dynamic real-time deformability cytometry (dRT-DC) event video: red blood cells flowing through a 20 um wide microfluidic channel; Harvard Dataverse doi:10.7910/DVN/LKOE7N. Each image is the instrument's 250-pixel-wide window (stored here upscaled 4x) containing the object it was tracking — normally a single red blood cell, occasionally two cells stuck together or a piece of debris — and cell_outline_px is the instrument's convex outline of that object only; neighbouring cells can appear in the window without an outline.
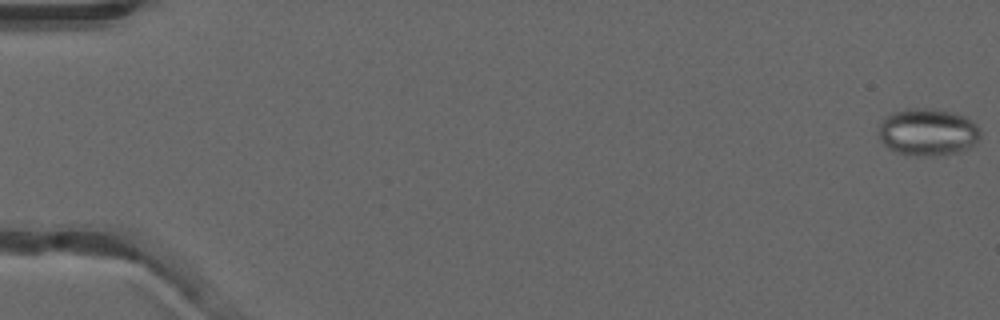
{"species": "common noctule bat (a hibernating species)", "species_latin": "Nyctalus noctula", "temperature_condition": "warm", "stored_images_in_passage": 53, "camera_frame_rate_fps": 3000, "um_per_image_px": 0.085, "animal": {"sex": "male", "forearm_length_mm": 52.5}, "frame": {"image": 1, "passage_image": 1, "time_ms": 0.0, "image_size_px": [1000, 320], "cell_outline_px": [[980, 140], [976, 144], [968, 148], [956, 152], [928, 156], [896, 152], [888, 148], [876, 136], [876, 132], [884, 116], [892, 112], [908, 108], [932, 108], [952, 112], [964, 116], [976, 124], [980, 128]], "centroid_in_image_um": [78.83, 11.2], "position_along_channel_um": 6.2, "area_um2": 28.26}}
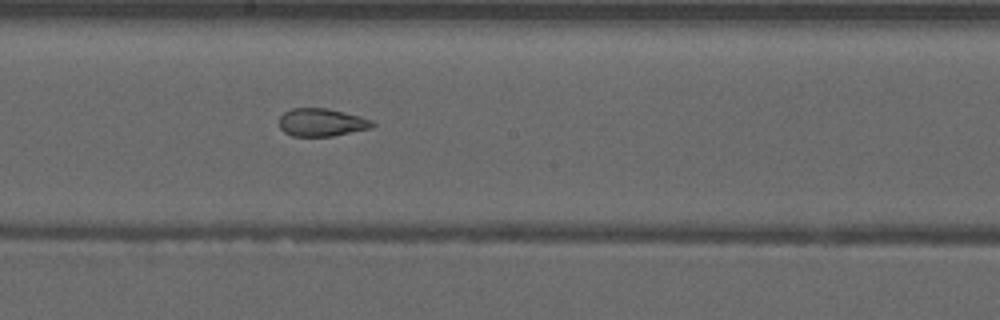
{"frame": {"image": 2, "passage_image": 30, "time_ms": 9.667, "image_size_px": [1000, 320], "cell_outline_px": [[376, 124], [372, 128], [332, 136], [292, 136], [284, 132], [280, 128], [280, 116], [284, 112], [292, 108], [328, 108], [360, 116], [372, 120]], "centroid_in_image_um": [27.35, 10.4], "position_along_channel_um": 220.9, "area_um2": 15.2}}
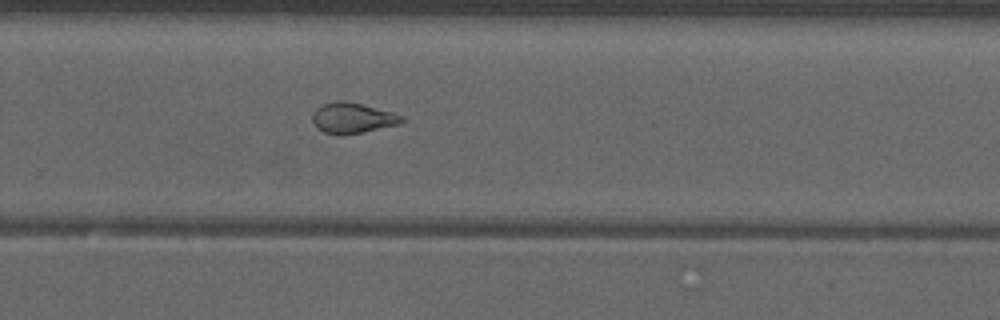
{"frame": {"image": 3, "passage_image": 36, "time_ms": 11.667, "image_size_px": [1000, 320], "cell_outline_px": [[408, 120], [400, 124], [360, 132], [324, 132], [316, 128], [312, 120], [312, 112], [316, 108], [324, 104], [340, 100], [344, 100], [392, 112], [404, 116]], "centroid_in_image_um": [29.99, 9.99], "position_along_channel_um": 299.8, "area_um2": 15.43}}